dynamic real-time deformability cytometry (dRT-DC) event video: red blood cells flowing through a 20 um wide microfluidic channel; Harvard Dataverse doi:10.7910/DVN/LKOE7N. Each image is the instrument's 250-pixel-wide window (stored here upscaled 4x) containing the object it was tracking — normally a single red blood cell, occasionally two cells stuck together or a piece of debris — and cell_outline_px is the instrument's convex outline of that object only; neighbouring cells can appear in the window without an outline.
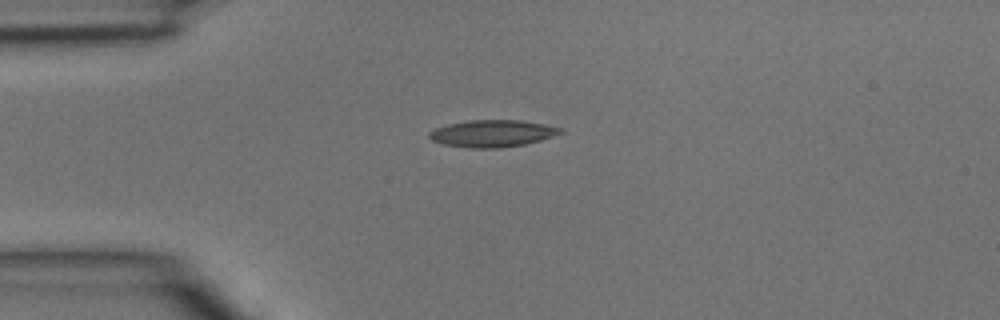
{"species": "common noctule bat (a hibernating species)", "species_latin": "Nyctalus noctula", "temperature_condition": "room temperature", "stored_images_in_passage": 1, "camera_frame_rate_fps": 3000, "um_per_image_px": 0.085, "animal": {"sex": "male", "body_mass_g": 15.6}, "frame": {"image": 1, "passage_image": 1, "time_ms": 0.0, "image_size_px": [1000, 320], "cell_outline_px": [[564, 132], [540, 140], [524, 144], [500, 148], [468, 148], [440, 144], [432, 140], [428, 136], [428, 132], [436, 128], [448, 124], [468, 120], [520, 120], [544, 124], [564, 128]], "centroid_in_image_um": [41.83, 11.34], "position_along_channel_um": 43.2, "area_um2": 20.75}}